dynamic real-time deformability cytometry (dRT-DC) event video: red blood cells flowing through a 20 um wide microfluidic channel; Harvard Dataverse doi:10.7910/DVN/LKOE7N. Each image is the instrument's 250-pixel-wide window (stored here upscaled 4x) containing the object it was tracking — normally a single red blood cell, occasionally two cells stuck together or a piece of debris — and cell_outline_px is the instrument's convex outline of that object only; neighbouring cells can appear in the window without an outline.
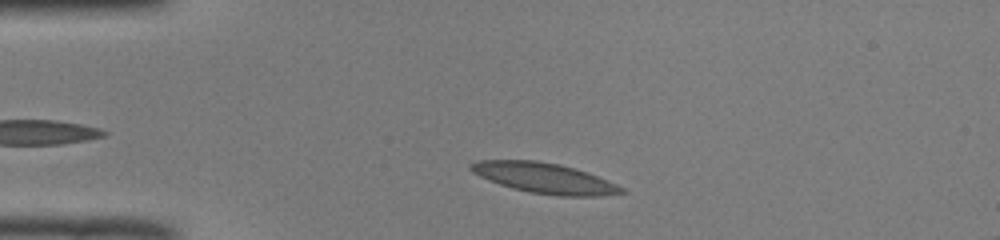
{"species": "common noctule bat (a hibernating species)", "species_latin": "Nyctalus noctula", "temperature_condition": "room temperature", "stored_images_in_passage": 36, "camera_frame_rate_fps": 3000, "um_per_image_px": 0.085, "animal": {"sex": "male", "body_mass_g": 19.0, "forearm_length_mm": 50.8}, "frame": {"image": 1, "passage_image": 5, "time_ms": 1.333, "image_size_px": [1000, 240], "cell_outline_px": [[628, 192], [600, 196], [556, 196], [528, 192], [512, 188], [500, 184], [480, 176], [472, 172], [468, 168], [468, 164], [476, 160], [536, 160], [560, 164], [588, 172], [616, 184], [624, 188]], "centroid_in_image_um": [46.27, 15.13], "position_along_channel_um": 38.7, "area_um2": 26.82}}
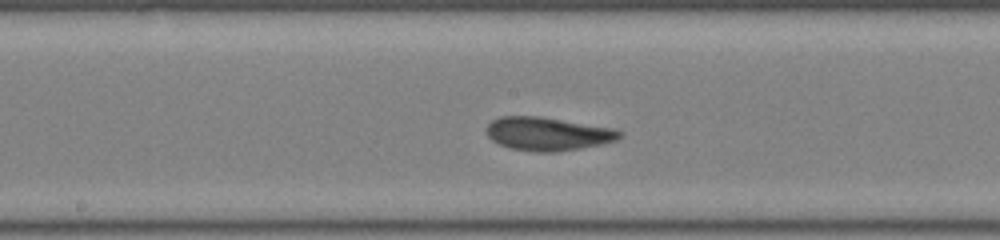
{"frame": {"image": 2, "passage_image": 20, "time_ms": 6.333, "image_size_px": [1000, 240], "cell_outline_px": [[624, 132], [616, 140], [600, 144], [580, 148], [556, 152], [536, 152], [508, 148], [492, 140], [488, 136], [488, 124], [492, 120], [500, 116], [536, 116], [612, 128]], "centroid_in_image_um": [46.53, 11.38], "position_along_channel_um": 201.7, "area_um2": 25.55}}
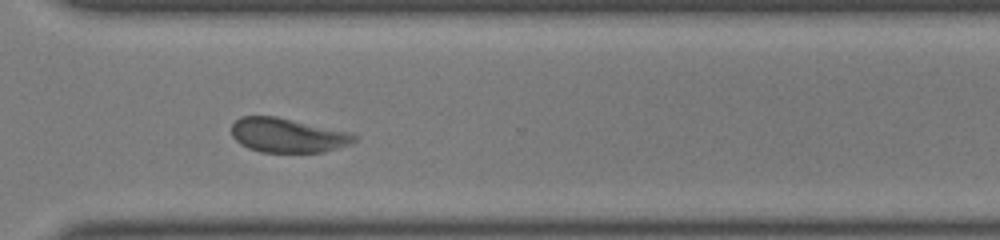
{"frame": {"image": 3, "passage_image": 31, "time_ms": 10.0, "image_size_px": [1000, 240], "cell_outline_px": [[360, 136], [352, 144], [324, 152], [260, 152], [248, 148], [240, 144], [232, 136], [232, 124], [240, 116], [276, 116], [348, 132]], "centroid_in_image_um": [24.45, 11.51], "position_along_channel_um": 346.1, "area_um2": 24.62}, "authors_computed_cell_mechanics": {"area_um2": 25.2875, "velocity_mm_per_s": 3.9274, "shape_relaxation_time_tau1_ms": 2.8163, "shape_relaxation_time_tau2_ms": 0.8005, "deformation_change_tau1": 0.1152, "deformation_change_tau2": 0.057}}